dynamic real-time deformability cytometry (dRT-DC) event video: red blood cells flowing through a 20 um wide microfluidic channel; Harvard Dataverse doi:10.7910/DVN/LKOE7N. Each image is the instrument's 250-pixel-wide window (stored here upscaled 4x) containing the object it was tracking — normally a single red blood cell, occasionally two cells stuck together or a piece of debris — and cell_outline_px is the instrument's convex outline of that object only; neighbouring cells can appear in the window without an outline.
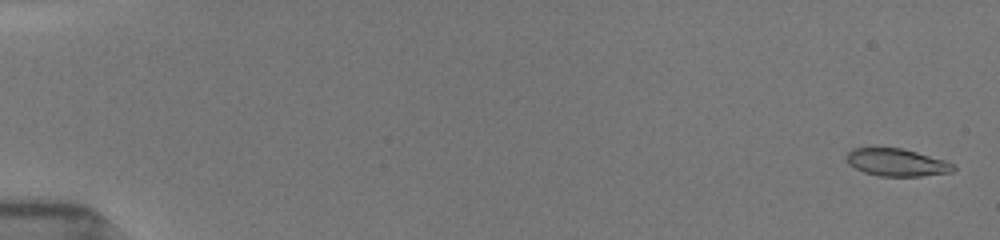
{"species": "common noctule bat (a hibernating species)", "species_latin": "Nyctalus noctula", "temperature_condition": "room temperature", "stored_images_in_passage": 86, "camera_frame_rate_fps": 3000, "um_per_image_px": 0.085, "animal": {"sex": "female", "body_mass_g": 19.5, "forearm_length_mm": 54.1}, "frame": {"image": 1, "passage_image": 3, "time_ms": 0.333, "image_size_px": [1000, 240], "cell_outline_px": [[956, 168], [952, 172], [920, 176], [880, 176], [864, 172], [848, 164], [844, 156], [852, 148], [904, 148], [944, 160], [956, 164]], "centroid_in_image_um": [76.22, 13.8], "position_along_channel_um": 8.8, "area_um2": 17.22}}
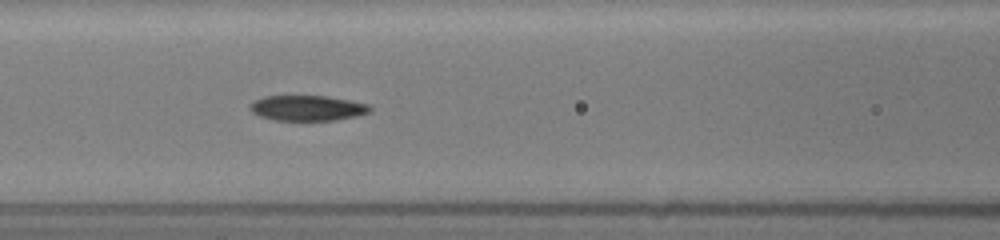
{"frame": {"image": 2, "passage_image": 40, "time_ms": 8.0, "image_size_px": [1000, 240], "cell_outline_px": [[372, 112], [356, 116], [336, 120], [276, 120], [260, 116], [252, 112], [248, 108], [248, 104], [264, 96], [324, 96], [348, 100], [368, 104], [372, 108]], "centroid_in_image_um": [26.12, 9.18], "position_along_channel_um": 140.5, "area_um2": 17.69}}
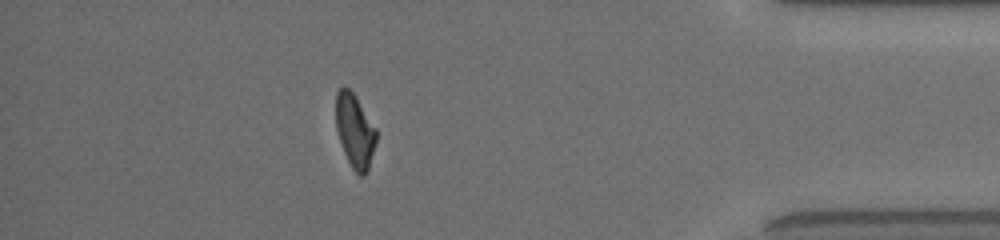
{"frame": {"image": 3, "passage_image": 73, "time_ms": 15.667, "image_size_px": [1000, 240], "cell_outline_px": [[376, 140], [368, 172], [364, 176], [360, 176], [352, 168], [344, 152], [336, 128], [336, 92], [344, 84], [356, 96], [376, 128]], "centroid_in_image_um": [30.16, 11.11], "position_along_channel_um": 405.0, "area_um2": 17.34}, "authors_computed_cell_mechanics": {"area_um2": 17.8602, "velocity_mm_per_s": 3.932, "shape_relaxation_time_tau1_ms": null, "shape_relaxation_time_tau2_ms": 3.9746, "deformation_change_tau1": null, "deformation_change_tau2": 0.098}}